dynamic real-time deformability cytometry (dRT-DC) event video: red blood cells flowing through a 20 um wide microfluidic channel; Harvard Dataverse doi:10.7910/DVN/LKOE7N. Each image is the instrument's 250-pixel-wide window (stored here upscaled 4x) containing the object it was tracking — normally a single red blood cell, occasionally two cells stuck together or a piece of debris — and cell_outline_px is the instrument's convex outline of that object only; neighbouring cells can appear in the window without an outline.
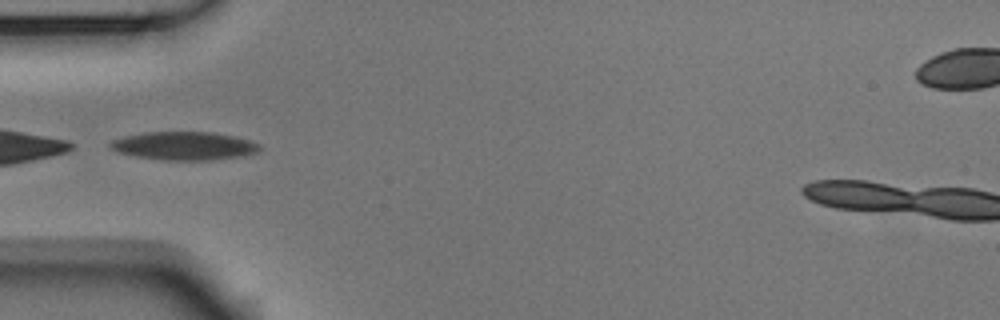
{"species": "Egyptian fruit bat (a non-hibernating species)", "species_latin": "Rousettus aegyptiacus", "temperature_condition": "room temperature", "stored_images_in_passage": 36, "camera_frame_rate_fps": 3000, "um_per_image_px": 0.085, "animal": {"sex": "male"}, "frame": {"image": 1, "passage_image": 1, "time_ms": 0.0, "image_size_px": [1000, 320], "cell_outline_px": [[260, 148], [256, 152], [244, 156], [212, 160], [164, 160], [136, 156], [116, 152], [108, 144], [112, 140], [124, 136], [144, 132], [212, 132], [236, 136], [252, 140], [260, 144]], "centroid_in_image_um": [15.68, 12.39], "position_along_channel_um": 69.3, "area_um2": 24.8}}
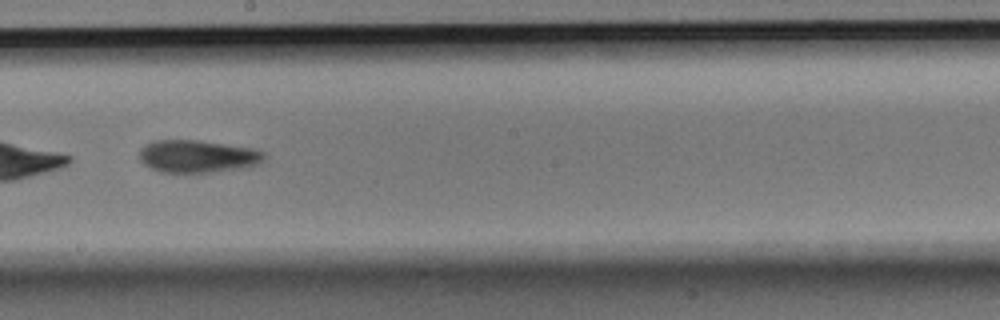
{"frame": {"image": 2, "passage_image": 14, "time_ms": 4.333, "image_size_px": [1000, 320], "cell_outline_px": [[268, 156], [260, 164], [248, 168], [188, 176], [160, 172], [148, 168], [140, 160], [140, 148], [144, 144], [156, 140], [196, 140], [252, 148], [264, 152]], "centroid_in_image_um": [16.8, 13.35], "position_along_channel_um": 231.4, "area_um2": 24.91}}
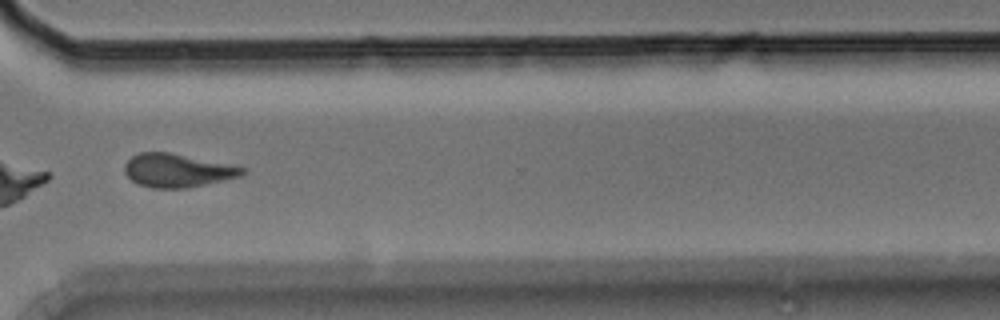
{"frame": {"image": 3, "passage_image": 24, "time_ms": 7.667, "image_size_px": [1000, 320], "cell_outline_px": [[248, 168], [240, 176], [188, 188], [152, 188], [136, 184], [124, 172], [124, 164], [132, 156], [140, 152], [168, 152]], "centroid_in_image_um": [15.04, 14.49], "position_along_channel_um": 355.6, "area_um2": 22.77}, "authors_computed_cell_mechanics": {"area_um2": 23.987, "velocity_mm_per_s": 3.7224, "shape_relaxation_time_tau1_ms": 4.0709, "shape_relaxation_time_tau2_ms": 8.1583, "deformation_change_tau1": 0.1125, "deformation_change_tau2": 0.1837}}